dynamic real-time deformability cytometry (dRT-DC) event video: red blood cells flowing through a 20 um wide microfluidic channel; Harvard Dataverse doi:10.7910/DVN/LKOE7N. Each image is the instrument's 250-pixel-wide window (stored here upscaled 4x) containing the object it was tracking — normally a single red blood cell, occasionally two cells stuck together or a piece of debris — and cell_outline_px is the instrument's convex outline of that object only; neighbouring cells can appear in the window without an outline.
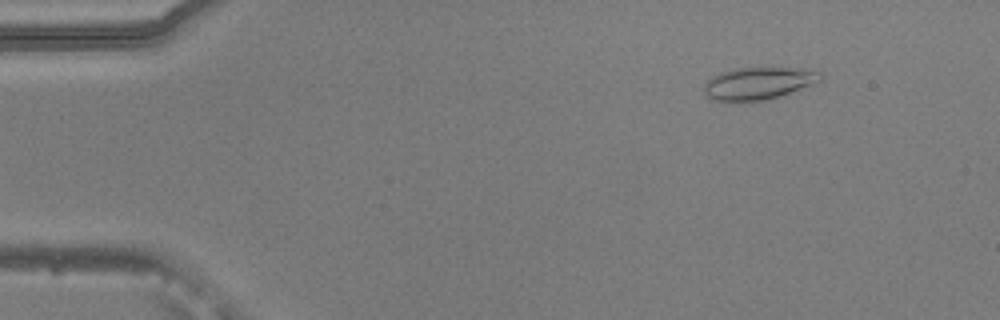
{"species": "common noctule bat (a hibernating species)", "species_latin": "Nyctalus noctula", "temperature_condition": "warm", "stored_images_in_passage": 54, "camera_frame_rate_fps": 3000, "um_per_image_px": 0.085, "animal": {"sex": "male", "body_mass_g": 20.5, "forearm_length_mm": 52.5}, "frame": {"image": 1, "passage_image": 7, "time_ms": 2.0, "image_size_px": [1000, 320], "cell_outline_px": [[824, 80], [764, 100], [716, 100], [708, 96], [704, 92], [704, 84], [712, 76], [720, 72], [736, 68], [772, 64], [820, 72], [824, 76]], "centroid_in_image_um": [64.5, 7.0], "position_along_channel_um": 20.5, "area_um2": 22.2}}
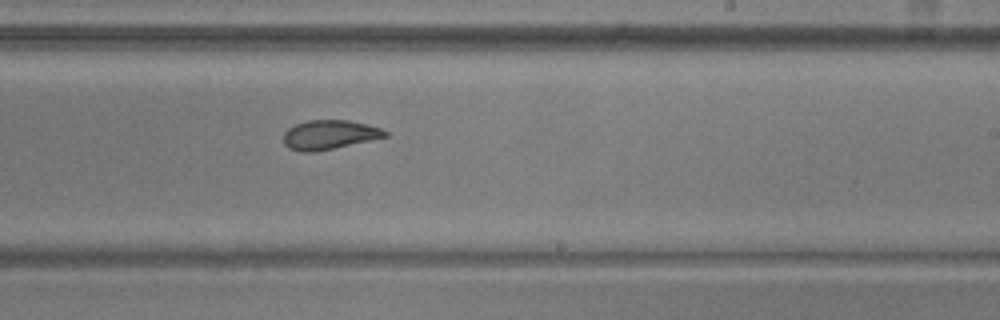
{"frame": {"image": 2, "passage_image": 33, "time_ms": 10.667, "image_size_px": [1000, 320], "cell_outline_px": [[388, 136], [332, 148], [312, 152], [300, 152], [288, 148], [284, 144], [284, 132], [288, 128], [296, 124], [308, 120], [348, 120], [368, 124], [380, 128], [388, 132]], "centroid_in_image_um": [27.97, 11.44], "position_along_channel_um": 261.0, "area_um2": 17.17}}
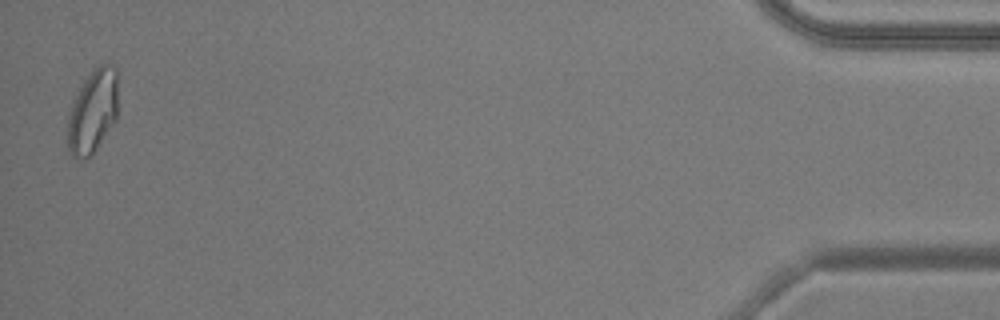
{"frame": {"image": 3, "passage_image": 53, "time_ms": 17.333, "image_size_px": [1000, 320], "cell_outline_px": [[116, 120], [92, 156], [84, 160], [72, 156], [68, 148], [68, 112], [72, 100], [84, 80], [104, 60], [108, 60], [116, 68]], "centroid_in_image_um": [7.87, 9.47], "position_along_channel_um": 427.3, "area_um2": 24.74}, "authors_computed_cell_mechanics": {"area_um2": 19.6809, "velocity_mm_per_s": 3.8075, "shape_relaxation_time_tau1_ms": 6.3946, "shape_relaxation_time_tau2_ms": 2.2248, "deformation_change_tau1": 0.1684, "deformation_change_tau2": 0.0836}}